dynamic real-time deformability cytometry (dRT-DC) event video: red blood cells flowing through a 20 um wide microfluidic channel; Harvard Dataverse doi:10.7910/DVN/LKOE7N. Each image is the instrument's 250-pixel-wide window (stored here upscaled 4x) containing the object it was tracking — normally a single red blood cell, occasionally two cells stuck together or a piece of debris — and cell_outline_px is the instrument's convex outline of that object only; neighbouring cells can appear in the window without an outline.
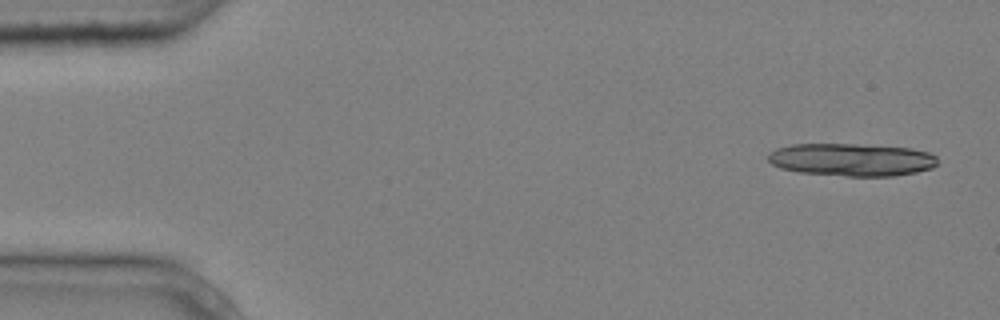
{"species": "common noctule bat (a hibernating species)", "species_latin": "Nyctalus noctula", "temperature_condition": "cold", "stored_images_in_passage": 8, "camera_frame_rate_fps": 3000, "um_per_image_px": 0.085, "animal": {"sex": "male", "body_mass_g": 20.4}, "frame": {"image": 1, "passage_image": 1, "time_ms": 0.0, "image_size_px": [1000, 320], "cell_outline_px": [[936, 164], [932, 168], [916, 172], [892, 176], [848, 176], [800, 172], [780, 168], [772, 164], [768, 160], [768, 152], [776, 148], [792, 144], [856, 144], [912, 148], [928, 152], [936, 156]], "centroid_in_image_um": [72.37, 13.56], "position_along_channel_um": 12.6, "area_um2": 32.31}}
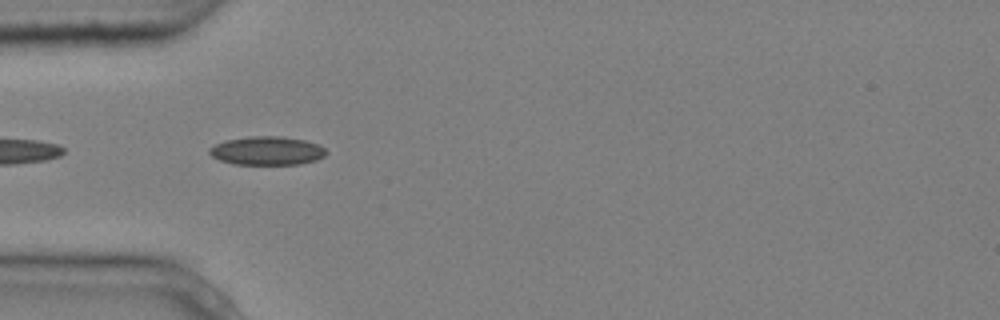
{"frame": {"image": 2, "passage_image": 5, "time_ms": 1.333, "image_size_px": [1000, 320], "cell_outline_px": [[328, 152], [324, 156], [316, 160], [300, 164], [232, 164], [220, 160], [212, 156], [208, 152], [208, 148], [224, 140], [252, 136], [280, 136], [304, 140], [320, 144]], "centroid_in_image_um": [22.7, 12.81], "position_along_channel_um": 62.3, "area_um2": 19.54}}
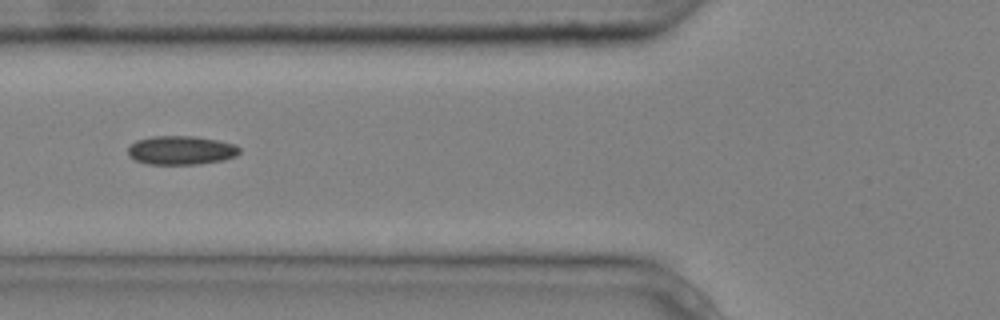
{"frame": {"image": 3, "passage_image": 6, "time_ms": 1.667, "image_size_px": [1000, 320], "cell_outline_px": [[240, 152], [236, 156], [224, 160], [200, 164], [148, 164], [136, 160], [128, 156], [128, 148], [136, 140], [152, 136], [196, 136], [236, 144], [240, 148]], "centroid_in_image_um": [15.41, 12.77], "position_along_channel_um": 110.4, "area_um2": 18.84}}